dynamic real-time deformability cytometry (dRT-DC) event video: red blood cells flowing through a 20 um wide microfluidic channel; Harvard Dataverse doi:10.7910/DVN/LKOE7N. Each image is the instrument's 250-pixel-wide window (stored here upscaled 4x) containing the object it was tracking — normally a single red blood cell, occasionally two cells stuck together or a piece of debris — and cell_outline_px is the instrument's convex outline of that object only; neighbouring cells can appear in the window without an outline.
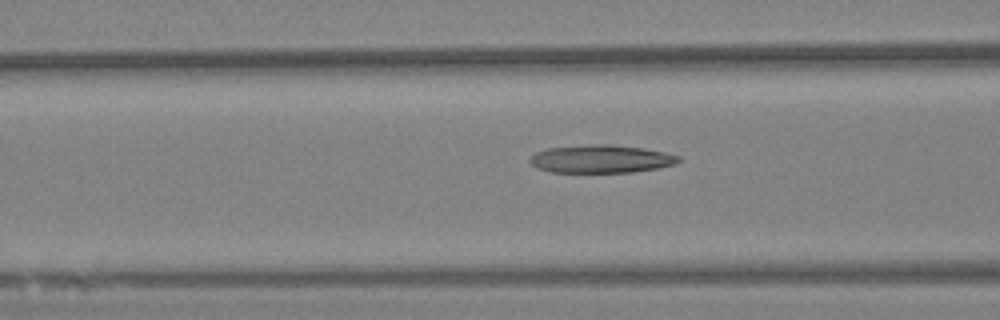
{"species": "Egyptian fruit bat (a non-hibernating species)", "species_latin": "Rousettus aegyptiacus", "temperature_condition": "warm", "stored_images_in_passage": 39, "camera_frame_rate_fps": 3000, "um_per_image_px": 0.085, "animal": {"sex": "female"}, "frame": {"image": 1, "passage_image": 12, "time_ms": 3.667, "image_size_px": [1000, 320], "cell_outline_px": [[680, 160], [676, 164], [660, 168], [632, 172], [552, 172], [536, 168], [528, 160], [536, 152], [548, 148], [588, 144], [612, 144], [644, 148], [664, 152], [680, 156]], "centroid_in_image_um": [51.11, 13.5], "position_along_channel_um": 115.5, "area_um2": 24.39}}
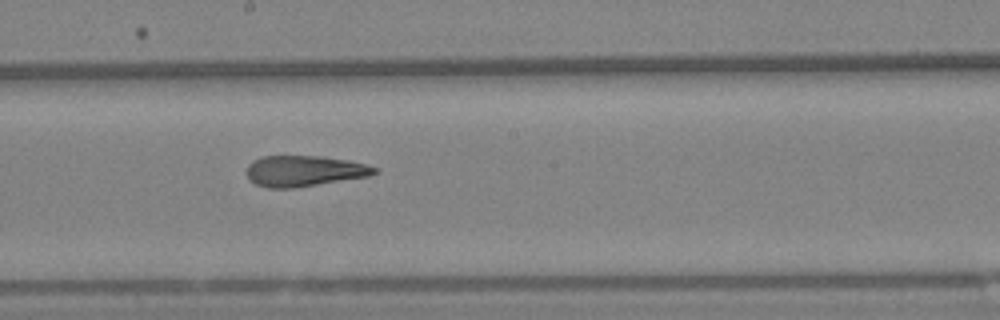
{"frame": {"image": 2, "passage_image": 22, "time_ms": 7.0, "image_size_px": [1000, 320], "cell_outline_px": [[380, 172], [368, 176], [292, 188], [268, 188], [256, 184], [248, 176], [248, 164], [252, 160], [264, 156], [320, 156], [348, 160], [380, 168]], "centroid_in_image_um": [25.89, 14.52], "position_along_channel_um": 222.3, "area_um2": 22.77}}
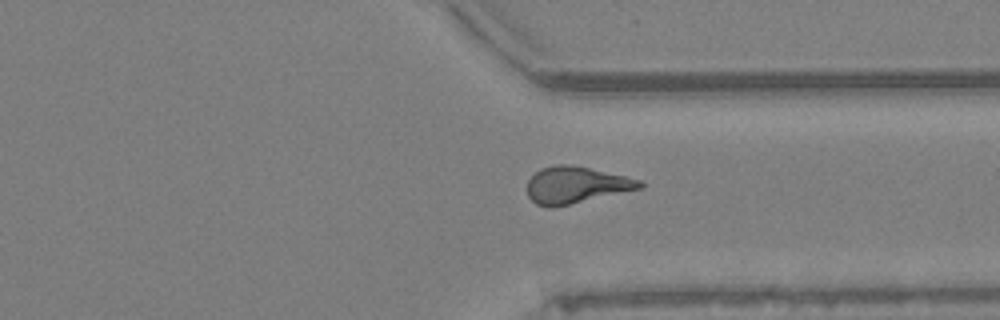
{"frame": {"image": 3, "passage_image": 35, "time_ms": 11.333, "image_size_px": [1000, 320], "cell_outline_px": [[644, 184], [640, 188], [552, 208], [548, 208], [536, 204], [528, 196], [528, 180], [540, 168], [556, 164], [572, 164], [624, 176], [640, 180]], "centroid_in_image_um": [48.9, 15.72], "position_along_channel_um": 362.5, "area_um2": 23.76}}